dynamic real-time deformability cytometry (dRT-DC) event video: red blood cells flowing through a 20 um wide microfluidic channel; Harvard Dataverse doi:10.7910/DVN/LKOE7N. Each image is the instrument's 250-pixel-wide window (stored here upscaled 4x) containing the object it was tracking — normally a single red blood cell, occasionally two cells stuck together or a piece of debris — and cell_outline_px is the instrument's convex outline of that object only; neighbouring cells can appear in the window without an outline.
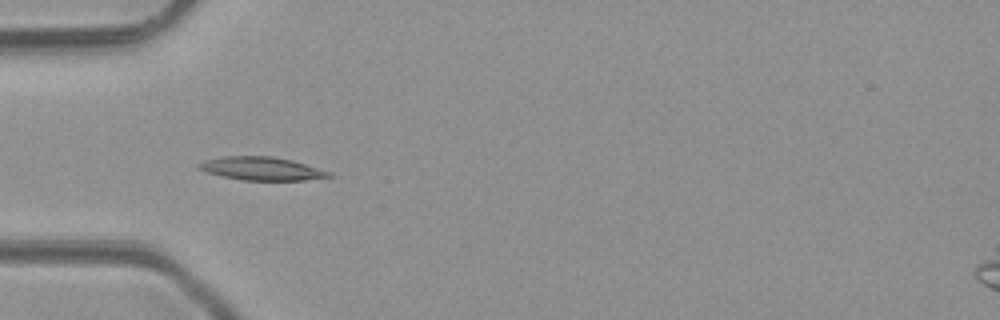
{"species": "common noctule bat (a hibernating species)", "species_latin": "Nyctalus noctula", "temperature_condition": "room temperature", "stored_images_in_passage": 6, "camera_frame_rate_fps": 3000, "um_per_image_px": 0.085, "animal": {"sex": "male", "body_mass_g": 23.1, "forearm_length_mm": 52.7}, "frame": {"image": 1, "passage_image": 5, "time_ms": 4.667, "image_size_px": [1000, 320], "cell_outline_px": [[332, 176], [304, 180], [244, 180], [224, 176], [208, 172], [200, 168], [196, 164], [204, 160], [224, 156], [272, 156], [292, 160], [332, 172]], "centroid_in_image_um": [22.26, 14.32], "position_along_channel_um": 62.7, "area_um2": 17.4}}
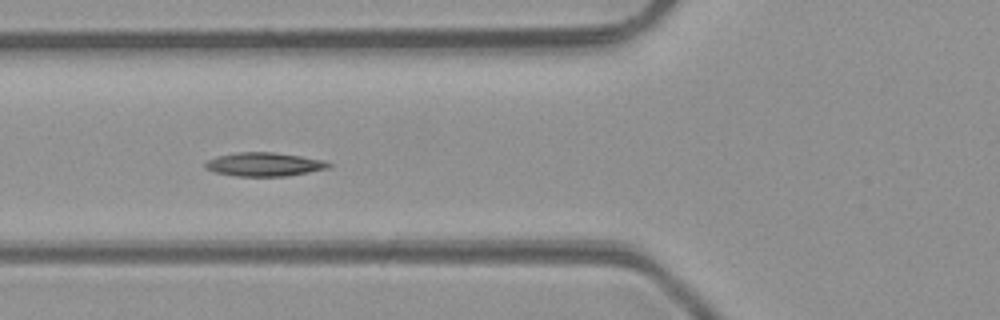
{"frame": {"image": 2, "passage_image": 6, "time_ms": 5.667, "image_size_px": [1000, 320], "cell_outline_px": [[332, 164], [328, 168], [288, 176], [236, 176], [216, 172], [204, 168], [204, 164], [208, 160], [216, 156], [240, 152], [272, 152], [300, 156], [324, 160]], "centroid_in_image_um": [22.45, 13.97], "position_along_channel_um": 103.4, "area_um2": 16.94}}